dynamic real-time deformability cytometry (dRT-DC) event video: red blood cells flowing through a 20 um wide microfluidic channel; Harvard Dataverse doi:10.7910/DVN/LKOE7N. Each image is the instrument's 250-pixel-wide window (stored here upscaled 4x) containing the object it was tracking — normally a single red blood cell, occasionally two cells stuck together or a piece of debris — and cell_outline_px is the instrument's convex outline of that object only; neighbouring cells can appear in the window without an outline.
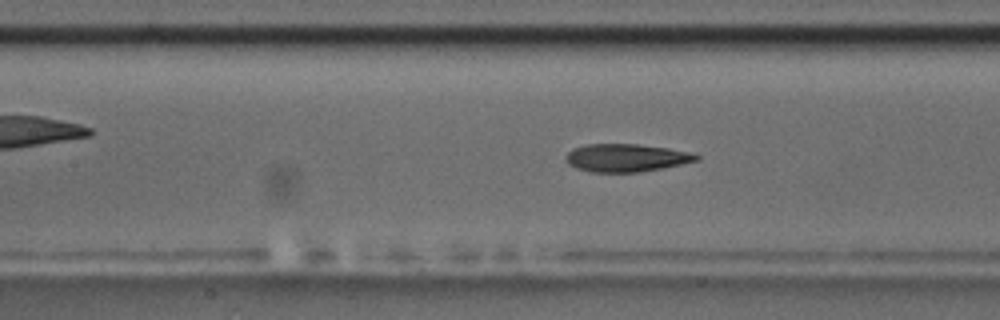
{"species": "common noctule bat (a hibernating species)", "species_latin": "Nyctalus noctula", "temperature_condition": "room temperature", "stored_images_in_passage": 56, "camera_frame_rate_fps": 3000, "um_per_image_px": 0.085, "animal": {"sex": "male", "body_mass_g": 17.5, "forearm_length_mm": 52.3}, "frame": {"image": 1, "passage_image": 25, "time_ms": 8.0, "image_size_px": [1000, 320], "cell_outline_px": [[700, 160], [640, 172], [592, 172], [576, 168], [568, 164], [568, 152], [572, 148], [584, 144], [636, 144], [668, 148], [688, 152], [700, 156]], "centroid_in_image_um": [53.21, 13.41], "position_along_channel_um": 154.2, "area_um2": 20.98}, "authors_computed_cell_mechanics": {"area_um2": 21.5594, "velocity_mm_per_s": 3.5667, "shape_relaxation_time_tau1_ms": 11.3608, "shape_relaxation_time_tau2_ms": 2.7533, "deformation_change_tau1": 0.2591, "deformation_change_tau2": 0.079}}